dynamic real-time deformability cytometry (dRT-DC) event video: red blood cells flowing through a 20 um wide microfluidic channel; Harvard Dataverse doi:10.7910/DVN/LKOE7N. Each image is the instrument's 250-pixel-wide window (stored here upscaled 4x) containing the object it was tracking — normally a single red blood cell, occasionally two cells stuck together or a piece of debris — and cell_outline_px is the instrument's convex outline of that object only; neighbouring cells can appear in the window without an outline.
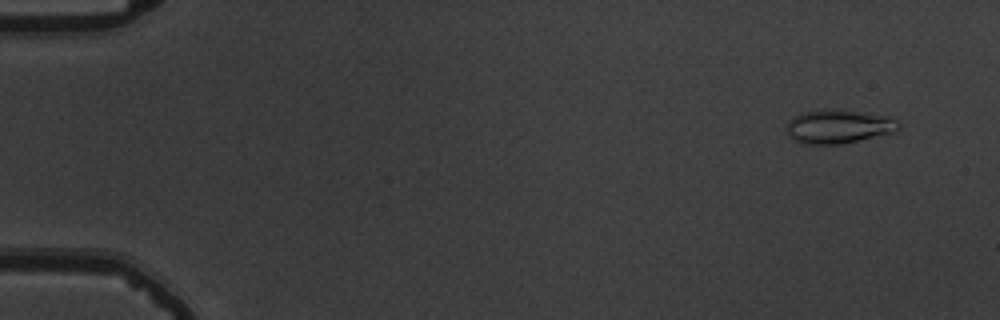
{"species": "common noctule bat (a hibernating species)", "species_latin": "Nyctalus noctula", "temperature_condition": "warm", "stored_images_in_passage": 55, "camera_frame_rate_fps": 3000, "um_per_image_px": 0.085, "animal": {"sex": "male", "body_mass_g": 19.5, "forearm_length_mm": 54.6}, "frame": {"image": 1, "passage_image": 4, "time_ms": 1.0, "image_size_px": [1000, 320], "cell_outline_px": [[900, 128], [892, 132], [840, 144], [804, 144], [796, 140], [788, 132], [788, 124], [796, 116], [804, 112], [856, 112], [888, 116], [896, 120], [900, 124]], "centroid_in_image_um": [71.33, 10.8], "position_along_channel_um": 13.7, "area_um2": 20.58}}
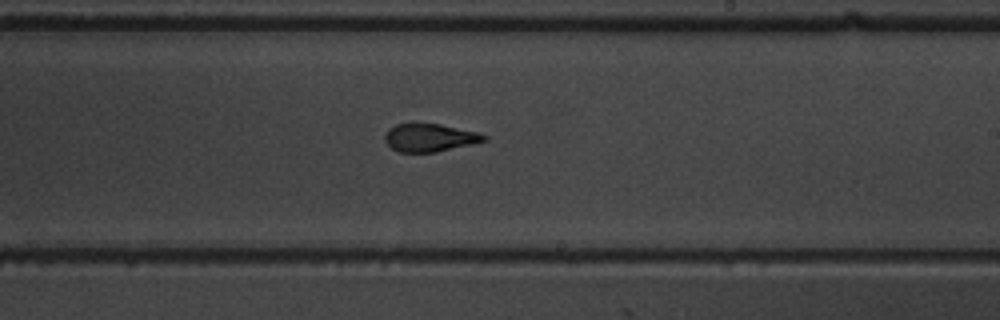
{"frame": {"image": 2, "passage_image": 34, "time_ms": 11.0, "image_size_px": [1000, 320], "cell_outline_px": [[488, 140], [472, 144], [436, 152], [400, 152], [392, 148], [384, 140], [384, 136], [388, 128], [396, 124], [412, 120], [416, 120], [440, 124], [476, 132], [488, 136]], "centroid_in_image_um": [36.47, 11.65], "position_along_channel_um": 252.5, "area_um2": 16.7}}
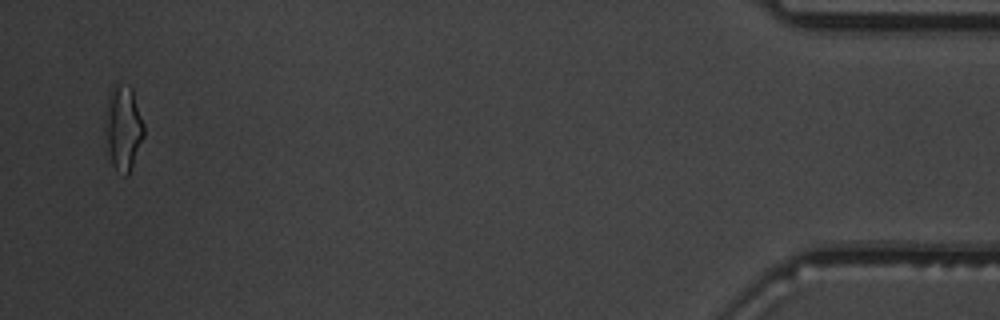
{"frame": {"image": 3, "passage_image": 54, "time_ms": 17.667, "image_size_px": [1000, 320], "cell_outline_px": [[144, 136], [128, 176], [124, 176], [116, 172], [112, 164], [108, 148], [108, 96], [112, 88], [116, 84], [120, 84], [132, 88], [144, 124]], "centroid_in_image_um": [10.53, 10.92], "position_along_channel_um": 424.7, "area_um2": 18.32}, "authors_computed_cell_mechanics": {"area_um2": 16.9932, "velocity_mm_per_s": 3.7394, "shape_relaxation_time_tau1_ms": 5.6465, "shape_relaxation_time_tau2_ms": 1.4007, "deformation_change_tau1": 0.1858, "deformation_change_tau2": 0.0997}}